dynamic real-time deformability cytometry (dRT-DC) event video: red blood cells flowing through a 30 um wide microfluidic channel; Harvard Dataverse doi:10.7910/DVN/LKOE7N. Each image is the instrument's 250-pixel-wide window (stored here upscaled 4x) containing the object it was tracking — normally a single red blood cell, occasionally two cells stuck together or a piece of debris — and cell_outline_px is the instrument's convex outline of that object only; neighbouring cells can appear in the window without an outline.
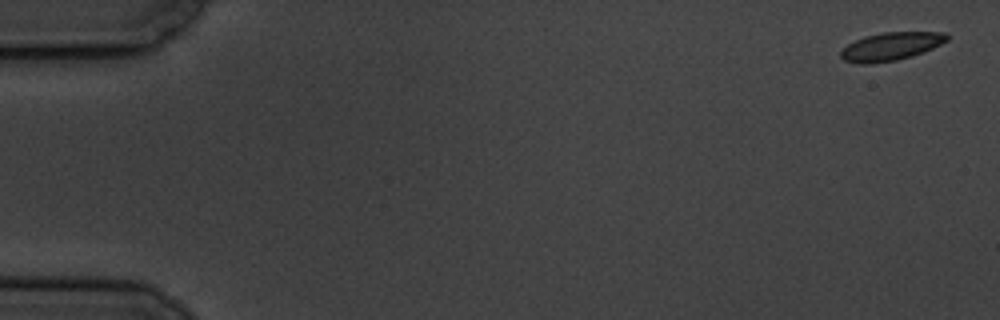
{"species": "common noctule bat (a hibernating species)", "species_latin": "Nyctalus noctula", "temperature_condition": "cold", "stored_images_in_passage": 3, "camera_frame_rate_fps": 3000, "um_per_image_px": 0.085, "animal": {"sex": "male", "body_mass_g": 19.5, "forearm_length_mm": 54.6}, "frame": {"image": 1, "passage_image": 1, "time_ms": 0.0, "image_size_px": [1000, 320], "cell_outline_px": [[948, 40], [932, 48], [912, 56], [896, 60], [868, 64], [860, 64], [844, 60], [840, 56], [840, 52], [848, 44], [864, 36], [884, 32], [948, 32]], "centroid_in_image_um": [75.73, 3.94], "position_along_channel_um": 9.3, "area_um2": 17.28}}